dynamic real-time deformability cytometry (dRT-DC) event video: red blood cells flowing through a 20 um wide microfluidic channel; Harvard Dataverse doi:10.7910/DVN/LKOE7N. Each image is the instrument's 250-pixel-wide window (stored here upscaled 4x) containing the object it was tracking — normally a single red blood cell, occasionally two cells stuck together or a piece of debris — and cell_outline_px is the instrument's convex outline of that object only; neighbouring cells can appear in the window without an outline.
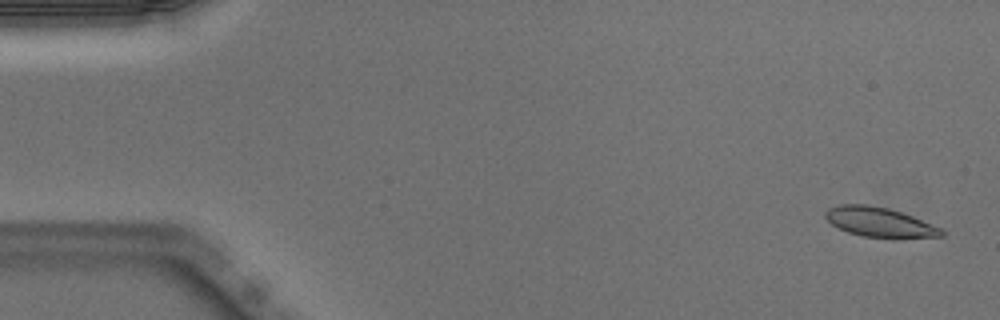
{"species": "Egyptian fruit bat (a non-hibernating species)", "species_latin": "Rousettus aegyptiacus", "temperature_condition": "warm", "stored_images_in_passage": 50, "camera_frame_rate_fps": 3000, "um_per_image_px": 0.085, "animal": {"sex": "male"}, "frame": {"image": 1, "passage_image": 2, "time_ms": 0.333, "image_size_px": [1000, 320], "cell_outline_px": [[944, 236], [896, 240], [892, 240], [864, 236], [848, 232], [832, 224], [824, 216], [824, 212], [828, 208], [840, 204], [868, 204], [888, 208], [912, 216], [944, 228]], "centroid_in_image_um": [74.83, 18.92], "position_along_channel_um": 10.2, "area_um2": 20.69}}
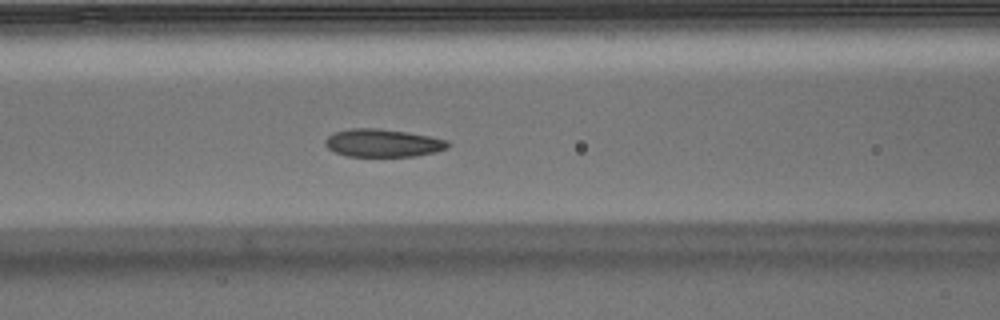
{"frame": {"image": 2, "passage_image": 21, "time_ms": 6.667, "image_size_px": [1000, 320], "cell_outline_px": [[452, 144], [448, 148], [436, 152], [416, 156], [348, 156], [336, 152], [328, 148], [324, 144], [324, 140], [332, 132], [348, 128], [380, 128], [408, 132], [432, 136], [448, 140]], "centroid_in_image_um": [32.57, 12.14], "position_along_channel_um": 134.0, "area_um2": 20.29}}
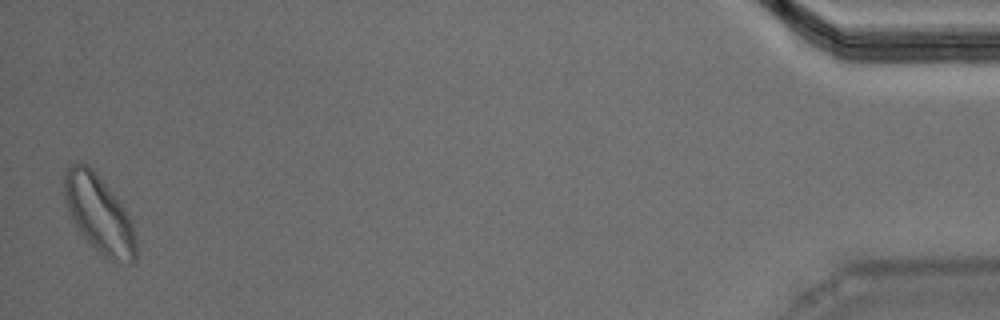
{"frame": {"image": 3, "passage_image": 50, "time_ms": 16.333, "image_size_px": [1000, 320], "cell_outline_px": [[136, 260], [132, 264], [120, 264], [108, 260], [80, 232], [72, 220], [64, 196], [64, 168], [72, 164], [88, 164], [96, 172], [120, 204], [128, 216], [136, 232]], "centroid_in_image_um": [8.43, 18.23], "position_along_channel_um": 426.8, "area_um2": 32.08}, "authors_computed_cell_mechanics": {"area_um2": 20.519, "velocity_mm_per_s": 3.9649, "shape_relaxation_time_tau1_ms": 3.2392, "shape_relaxation_time_tau2_ms": 3.3453, "deformation_change_tau1": 0.1184, "deformation_change_tau2": 0.0806}}